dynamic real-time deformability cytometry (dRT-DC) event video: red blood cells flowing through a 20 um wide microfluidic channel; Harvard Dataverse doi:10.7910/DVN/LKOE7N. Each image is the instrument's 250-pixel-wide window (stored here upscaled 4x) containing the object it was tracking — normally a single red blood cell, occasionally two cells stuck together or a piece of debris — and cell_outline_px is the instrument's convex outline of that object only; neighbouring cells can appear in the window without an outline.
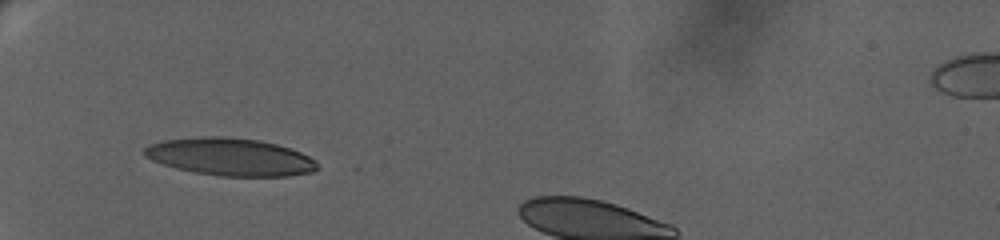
{"species": "human", "species_latin": "Homo sapiens", "temperature_condition": "warm", "stored_images_in_passage": 21, "camera_frame_rate_fps": 3000, "um_per_image_px": 0.085, "donor": {"sex": "female"}, "frame": {"image": 1, "passage_image": 1, "time_ms": 0.0, "image_size_px": [1000, 240], "cell_outline_px": [[320, 168], [312, 172], [288, 176], [220, 176], [196, 172], [176, 168], [152, 160], [144, 156], [144, 148], [148, 144], [164, 140], [200, 136], [224, 136], [260, 140], [292, 148], [316, 160]], "centroid_in_image_um": [19.59, 13.32], "position_along_channel_um": 65.4, "area_um2": 38.03}}
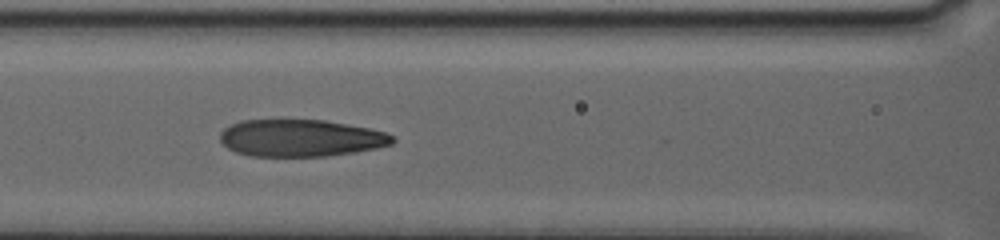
{"frame": {"image": 2, "passage_image": 14, "time_ms": 3.0, "image_size_px": [1000, 240], "cell_outline_px": [[396, 140], [392, 144], [376, 148], [356, 152], [328, 156], [252, 156], [236, 152], [228, 148], [220, 140], [220, 132], [224, 128], [240, 120], [280, 116], [284, 116], [324, 120], [368, 128], [384, 132], [392, 136]], "centroid_in_image_um": [25.5, 11.68], "position_along_channel_um": 141.1, "area_um2": 38.44}}
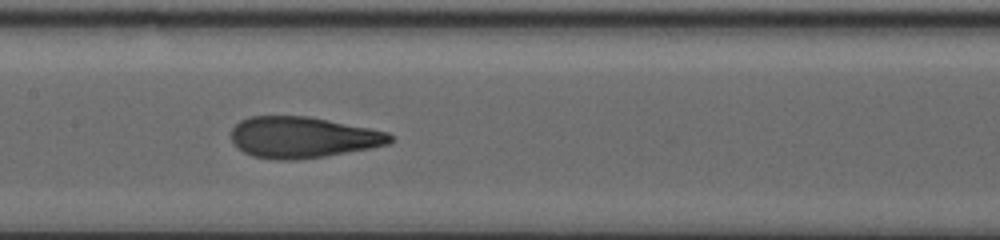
{"frame": {"image": 3, "passage_image": 20, "time_ms": 4.333, "image_size_px": [1000, 240], "cell_outline_px": [[396, 136], [388, 144], [372, 148], [324, 156], [292, 160], [280, 160], [252, 156], [244, 152], [232, 144], [232, 128], [240, 120], [248, 116], [308, 116], [388, 132]], "centroid_in_image_um": [25.72, 11.67], "position_along_channel_um": 181.7, "area_um2": 38.09}}